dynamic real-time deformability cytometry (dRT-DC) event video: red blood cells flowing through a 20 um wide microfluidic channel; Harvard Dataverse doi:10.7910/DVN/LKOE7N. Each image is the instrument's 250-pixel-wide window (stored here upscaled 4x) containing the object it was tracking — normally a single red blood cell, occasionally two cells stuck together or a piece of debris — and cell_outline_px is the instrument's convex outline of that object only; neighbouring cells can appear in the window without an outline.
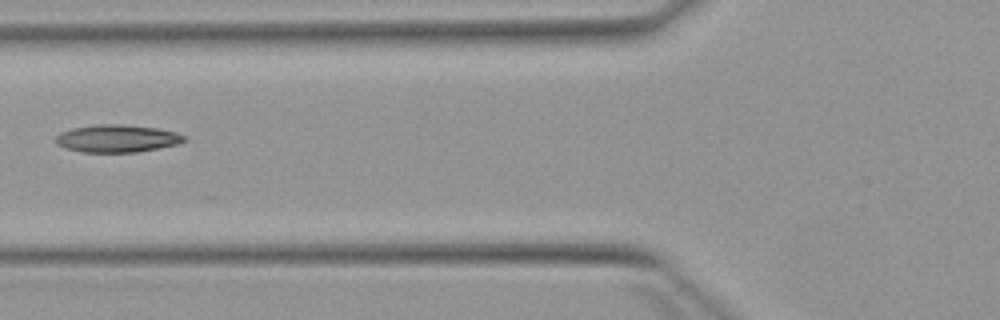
{"species": "Egyptian fruit bat (a non-hibernating species)", "species_latin": "Rousettus aegyptiacus", "temperature_condition": "warm", "stored_images_in_passage": 4, "camera_frame_rate_fps": 3000, "um_per_image_px": 0.085, "animal": {"sex": "female"}, "frame": {"image": 1, "passage_image": 3, "time_ms": 2.333, "image_size_px": [1000, 320], "cell_outline_px": [[188, 140], [176, 144], [136, 152], [80, 152], [64, 148], [56, 144], [56, 136], [60, 132], [72, 128], [100, 124], [120, 124], [156, 128], [176, 132], [188, 136]], "centroid_in_image_um": [9.94, 11.77], "position_along_channel_um": 115.9, "area_um2": 20.63}}